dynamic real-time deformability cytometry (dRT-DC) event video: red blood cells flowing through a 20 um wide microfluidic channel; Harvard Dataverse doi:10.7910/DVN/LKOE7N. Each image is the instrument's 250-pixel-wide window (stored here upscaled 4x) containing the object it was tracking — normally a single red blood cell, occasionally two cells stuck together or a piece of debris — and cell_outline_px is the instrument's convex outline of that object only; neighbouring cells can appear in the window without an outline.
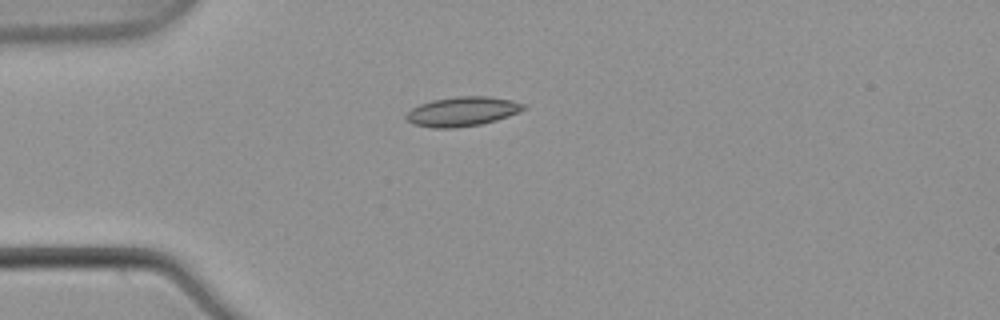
{"species": "common noctule bat (a hibernating species)", "species_latin": "Nyctalus noctula", "temperature_condition": "warm", "stored_images_in_passage": 3, "camera_frame_rate_fps": 3000, "um_per_image_px": 0.085, "animal": {"sex": "male", "body_mass_g": 21.5, "forearm_length_mm": 52.0}, "frame": {"image": 1, "passage_image": 1, "time_ms": 0.0, "image_size_px": [1000, 320], "cell_outline_px": [[524, 108], [520, 112], [496, 120], [480, 124], [456, 128], [432, 128], [412, 124], [404, 120], [404, 116], [412, 108], [420, 104], [432, 100], [456, 96], [488, 96], [512, 100], [524, 104]], "centroid_in_image_um": [39.25, 9.48], "position_along_channel_um": 45.8, "area_um2": 20.23}}
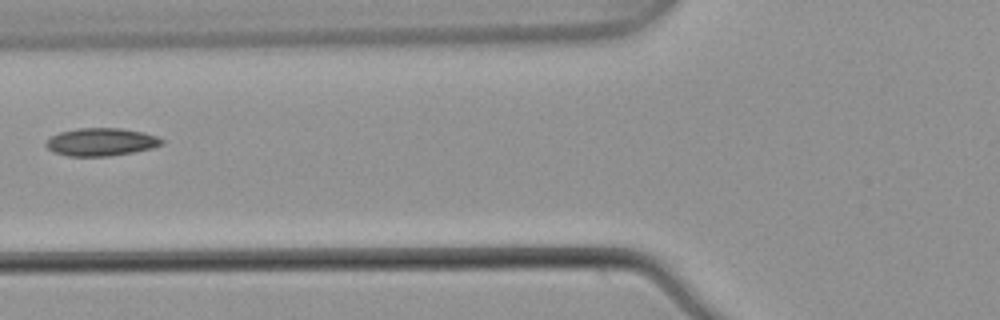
{"frame": {"image": 2, "passage_image": 3, "time_ms": 0.667, "image_size_px": [1000, 320], "cell_outline_px": [[164, 144], [152, 148], [132, 152], [108, 156], [68, 156], [56, 152], [48, 148], [44, 144], [52, 136], [60, 132], [76, 128], [120, 128], [144, 132], [156, 136], [164, 140]], "centroid_in_image_um": [8.62, 12.06], "position_along_channel_um": 117.2, "area_um2": 18.67}}